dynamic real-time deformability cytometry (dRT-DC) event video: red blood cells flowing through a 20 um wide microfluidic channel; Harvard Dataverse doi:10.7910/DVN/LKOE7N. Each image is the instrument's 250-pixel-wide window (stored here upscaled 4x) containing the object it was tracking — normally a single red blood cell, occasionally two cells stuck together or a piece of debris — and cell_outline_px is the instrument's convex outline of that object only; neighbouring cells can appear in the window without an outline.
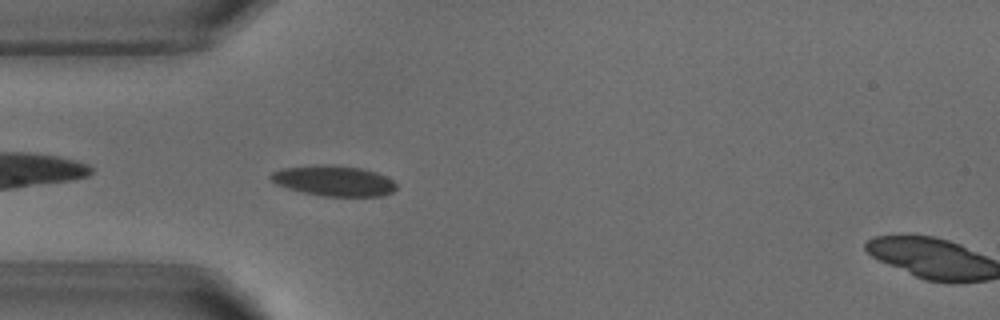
{"species": "common noctule bat (a hibernating species)", "species_latin": "Nyctalus noctula", "temperature_condition": "warm", "stored_images_in_passage": 4, "camera_frame_rate_fps": 3000, "um_per_image_px": 0.085, "animal": {"sex": "male", "body_mass_g": 18.8}, "frame": {"image": 1, "passage_image": 3, "time_ms": 0.667, "image_size_px": [1000, 320], "cell_outline_px": [[396, 188], [392, 192], [380, 196], [324, 196], [304, 192], [288, 188], [276, 184], [268, 176], [272, 172], [280, 168], [324, 164], [328, 164], [360, 168], [376, 172], [392, 180], [396, 184]], "centroid_in_image_um": [28.35, 15.36], "position_along_channel_um": 56.7, "area_um2": 22.14}}